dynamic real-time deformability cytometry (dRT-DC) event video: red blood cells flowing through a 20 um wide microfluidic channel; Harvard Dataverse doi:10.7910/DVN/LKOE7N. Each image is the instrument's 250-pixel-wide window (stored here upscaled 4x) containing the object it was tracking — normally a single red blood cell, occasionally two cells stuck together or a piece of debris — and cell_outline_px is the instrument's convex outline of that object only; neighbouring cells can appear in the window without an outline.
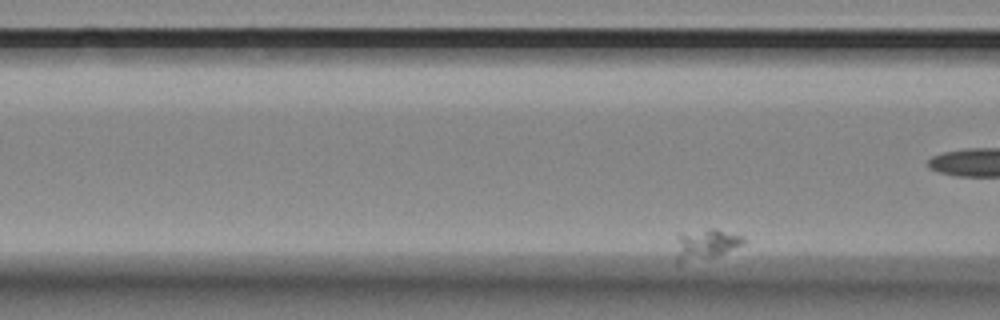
{"species": "Egyptian fruit bat (a non-hibernating species)", "species_latin": "Rousettus aegyptiacus", "temperature_condition": "room temperature", "stored_images_in_passage": 40, "camera_frame_rate_fps": 3000, "um_per_image_px": 0.085, "animal": {"sex": "female"}, "frame": {"image": 1, "passage_image": 4, "time_ms": 1.0, "image_size_px": [1000, 320], "cell_outline_px": [[748, 240], [732, 248], [712, 256], [680, 264], [676, 264], [676, 256], [680, 232], [712, 228], [744, 236]], "centroid_in_image_um": [59.94, 20.74], "position_along_channel_um": 106.7, "area_um2": 11.62}}
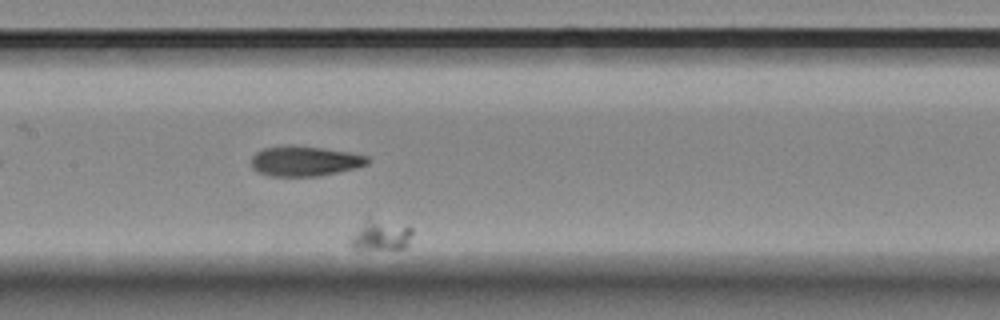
{"frame": {"image": 2, "passage_image": 15, "time_ms": 4.667, "image_size_px": [1000, 320], "cell_outline_px": [[412, 232], [408, 244], [404, 248], [356, 248], [348, 244], [348, 236], [368, 216], [412, 228]], "centroid_in_image_um": [32.27, 19.96], "position_along_channel_um": 175.1, "area_um2": 10.98}}